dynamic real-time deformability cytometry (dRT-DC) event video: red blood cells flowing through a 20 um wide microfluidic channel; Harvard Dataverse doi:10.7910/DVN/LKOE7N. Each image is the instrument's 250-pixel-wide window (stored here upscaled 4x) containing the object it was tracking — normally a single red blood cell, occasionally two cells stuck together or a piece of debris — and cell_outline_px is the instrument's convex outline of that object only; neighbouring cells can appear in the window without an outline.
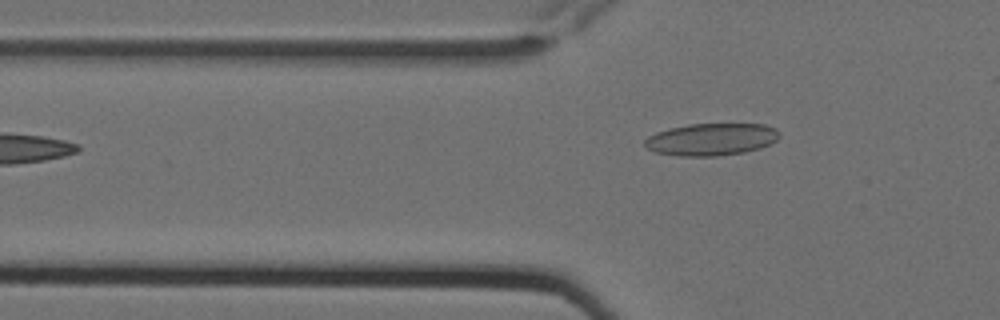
{"species": "Egyptian fruit bat (a non-hibernating species)", "species_latin": "Rousettus aegyptiacus", "temperature_condition": "cold", "stored_images_in_passage": 4, "camera_frame_rate_fps": 3000, "um_per_image_px": 0.085, "animal": {"sex": "female"}, "frame": {"image": 1, "passage_image": 3, "time_ms": 0.667, "image_size_px": [1000, 320], "cell_outline_px": [[780, 136], [776, 140], [760, 148], [744, 152], [716, 156], [680, 156], [656, 152], [648, 148], [644, 144], [644, 140], [648, 136], [656, 132], [668, 128], [688, 124], [764, 124], [776, 128], [780, 132]], "centroid_in_image_um": [60.46, 11.84], "position_along_channel_um": 65.3, "area_um2": 25.32}}
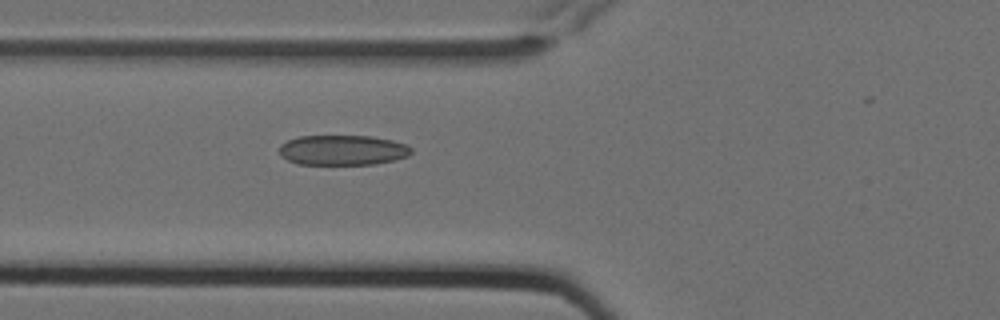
{"frame": {"image": 2, "passage_image": 4, "time_ms": 1.0, "image_size_px": [1000, 320], "cell_outline_px": [[412, 152], [408, 156], [376, 164], [300, 164], [288, 160], [280, 156], [280, 144], [288, 140], [300, 136], [372, 136], [392, 140], [408, 144], [412, 148]], "centroid_in_image_um": [29.15, 12.75], "position_along_channel_um": 96.7, "area_um2": 23.18}}